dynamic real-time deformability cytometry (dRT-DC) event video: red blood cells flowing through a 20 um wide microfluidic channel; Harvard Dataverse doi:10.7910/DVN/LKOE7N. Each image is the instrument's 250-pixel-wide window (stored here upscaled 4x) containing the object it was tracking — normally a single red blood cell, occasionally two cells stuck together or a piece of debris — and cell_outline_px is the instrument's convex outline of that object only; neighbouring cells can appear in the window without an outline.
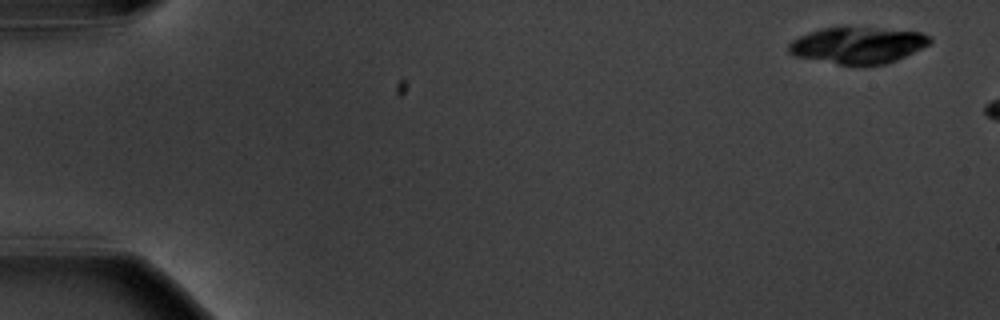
{"species": "common noctule bat (a hibernating species)", "species_latin": "Nyctalus noctula", "temperature_condition": "warm", "stored_images_in_passage": 3, "camera_frame_rate_fps": 3000, "um_per_image_px": 0.085, "animal": {"sex": "male", "body_mass_g": 20.1, "forearm_length_mm": 53.5}, "frame": {"image": 1, "passage_image": 1, "time_ms": 0.0, "image_size_px": [1000, 320], "cell_outline_px": [[932, 40], [928, 44], [896, 60], [884, 64], [836, 64], [792, 56], [788, 52], [788, 44], [792, 40], [808, 32], [824, 28], [872, 28], [920, 32], [932, 36]], "centroid_in_image_um": [72.85, 3.85], "position_along_channel_um": 12.1, "area_um2": 29.54}}